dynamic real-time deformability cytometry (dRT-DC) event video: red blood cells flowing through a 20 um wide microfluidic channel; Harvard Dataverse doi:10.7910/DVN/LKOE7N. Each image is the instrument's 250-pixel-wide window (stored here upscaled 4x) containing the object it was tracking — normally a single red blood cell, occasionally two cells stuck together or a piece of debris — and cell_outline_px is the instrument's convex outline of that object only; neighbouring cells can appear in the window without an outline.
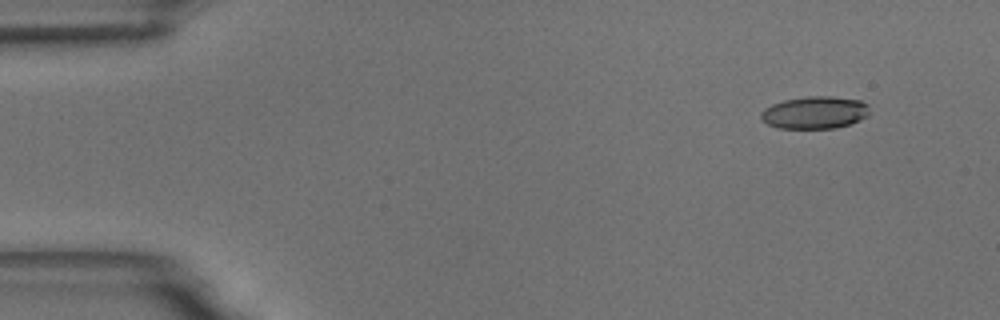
{"species": "common noctule bat (a hibernating species)", "species_latin": "Nyctalus noctula", "temperature_condition": "room temperature", "stored_images_in_passage": 51, "camera_frame_rate_fps": 3000, "um_per_image_px": 0.085, "animal": {"sex": "male", "body_mass_g": 18.8}, "frame": {"image": 1, "passage_image": 1, "time_ms": 0.0, "image_size_px": [1000, 320], "cell_outline_px": [[868, 116], [860, 120], [836, 128], [776, 128], [768, 124], [760, 116], [760, 112], [764, 108], [772, 104], [784, 100], [808, 96], [832, 96], [860, 100], [868, 104]], "centroid_in_image_um": [69.25, 9.56], "position_along_channel_um": 15.7, "area_um2": 20.52}}
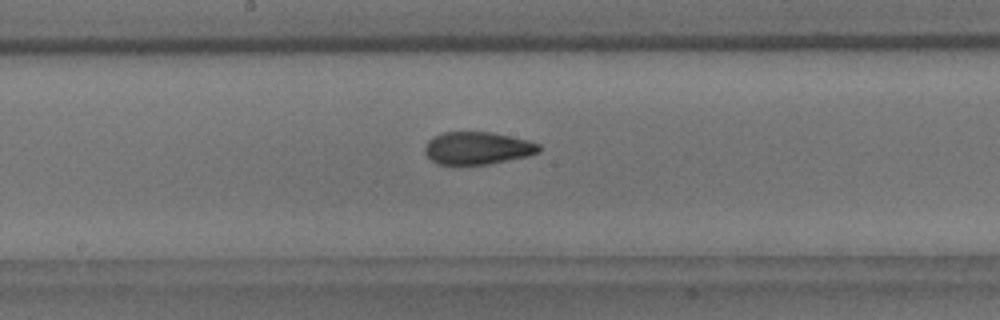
{"frame": {"image": 2, "passage_image": 25, "time_ms": 8.0, "image_size_px": [1000, 320], "cell_outline_px": [[540, 152], [528, 156], [488, 164], [436, 164], [424, 152], [424, 148], [428, 140], [432, 136], [444, 132], [492, 132], [528, 140], [540, 144]], "centroid_in_image_um": [40.58, 12.58], "position_along_channel_um": 207.6, "area_um2": 21.68}}
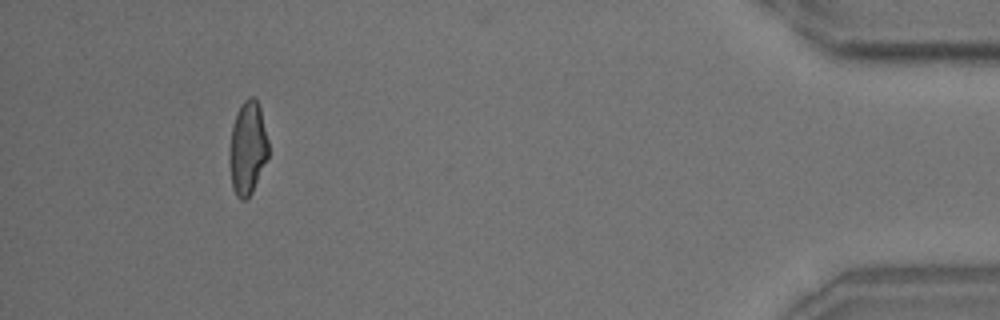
{"frame": {"image": 3, "passage_image": 47, "time_ms": 15.333, "image_size_px": [1000, 320], "cell_outline_px": [[268, 156], [252, 192], [244, 200], [240, 200], [236, 196], [232, 188], [228, 160], [228, 152], [232, 124], [244, 100], [248, 96], [252, 96], [256, 100], [260, 108], [268, 140]], "centroid_in_image_um": [21.02, 12.61], "position_along_channel_um": 414.2, "area_um2": 21.21}, "authors_computed_cell_mechanics": {"area_um2": 21.7328, "velocity_mm_per_s": 3.6876, "shape_relaxation_time_tau1_ms": 6.4103, "shape_relaxation_time_tau2_ms": 1.9193, "deformation_change_tau1": 0.1861, "deformation_change_tau2": 0.0854}}